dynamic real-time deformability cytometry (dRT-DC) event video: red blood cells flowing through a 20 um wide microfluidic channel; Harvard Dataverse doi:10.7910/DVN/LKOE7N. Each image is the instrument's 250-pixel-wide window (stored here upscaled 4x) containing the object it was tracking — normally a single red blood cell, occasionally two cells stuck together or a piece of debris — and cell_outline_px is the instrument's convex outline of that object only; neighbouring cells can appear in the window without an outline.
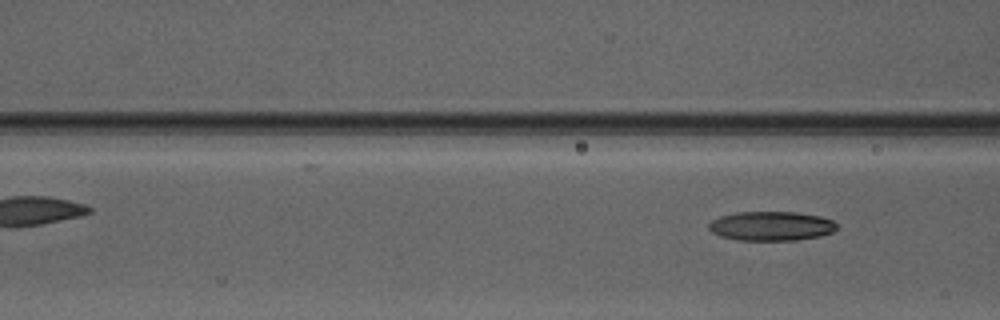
{"species": "Egyptian fruit bat (a non-hibernating species)", "species_latin": "Rousettus aegyptiacus", "temperature_condition": "warm", "stored_images_in_passage": 7, "camera_frame_rate_fps": 3000, "um_per_image_px": 0.085, "animal": {"sex": "male"}, "frame": {"image": 1, "passage_image": 7, "time_ms": 8.0, "image_size_px": [1000, 320], "cell_outline_px": [[836, 228], [832, 232], [820, 236], [796, 240], [736, 240], [720, 236], [712, 232], [708, 228], [708, 224], [712, 220], [720, 216], [736, 212], [796, 212], [820, 216], [832, 220], [836, 224]], "centroid_in_image_um": [65.53, 19.21], "position_along_channel_um": 101.1, "area_um2": 21.85}}